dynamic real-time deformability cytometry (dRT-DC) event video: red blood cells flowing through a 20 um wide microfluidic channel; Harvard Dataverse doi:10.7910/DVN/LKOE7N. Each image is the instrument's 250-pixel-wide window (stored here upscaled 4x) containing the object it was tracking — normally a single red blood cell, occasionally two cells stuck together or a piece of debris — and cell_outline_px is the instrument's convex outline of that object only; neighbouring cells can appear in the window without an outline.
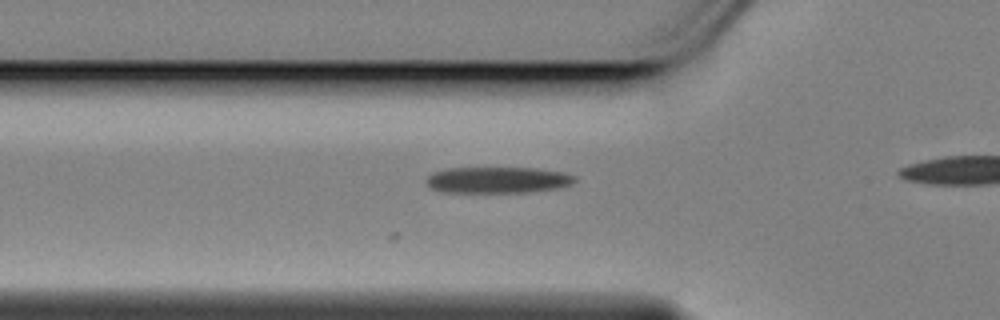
{"species": "Egyptian fruit bat (a non-hibernating species)", "species_latin": "Rousettus aegyptiacus", "temperature_condition": "cold", "stored_images_in_passage": 11, "camera_frame_rate_fps": 3000, "um_per_image_px": 0.085, "animal": {"sex": "female"}, "frame": {"image": 1, "passage_image": 2, "time_ms": 0.333, "image_size_px": [1000, 320], "cell_outline_px": [[576, 180], [568, 184], [552, 188], [528, 192], [444, 192], [432, 188], [428, 184], [428, 176], [432, 172], [448, 168], [536, 168], [564, 172], [576, 176]], "centroid_in_image_um": [42.28, 15.28], "position_along_channel_um": 83.5, "area_um2": 22.37}}
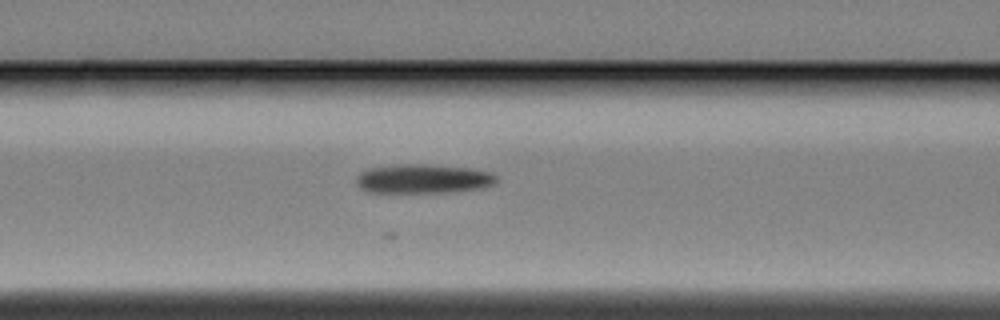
{"frame": {"image": 2, "passage_image": 6, "time_ms": 1.667, "image_size_px": [1000, 320], "cell_outline_px": [[496, 180], [492, 184], [484, 188], [448, 192], [368, 192], [360, 188], [356, 184], [356, 176], [360, 172], [368, 168], [396, 164], [428, 164], [468, 168], [492, 172], [496, 176]], "centroid_in_image_um": [35.93, 15.19], "position_along_channel_um": 130.7, "area_um2": 23.93}}
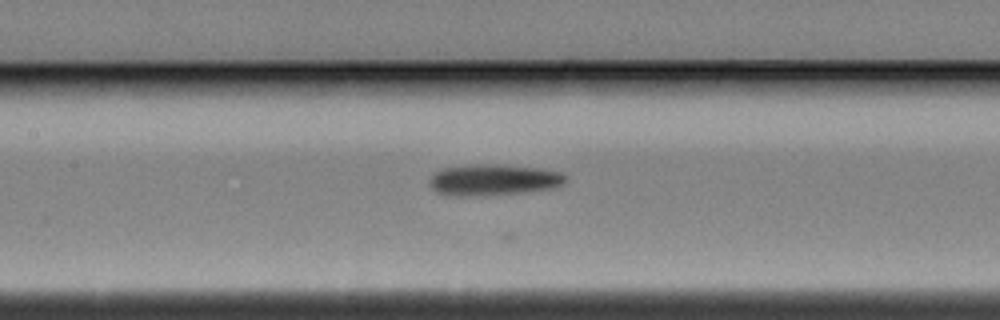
{"frame": {"image": 3, "passage_image": 9, "time_ms": 2.667, "image_size_px": [1000, 320], "cell_outline_px": [[568, 180], [564, 184], [552, 188], [520, 192], [468, 196], [452, 196], [436, 192], [428, 184], [428, 180], [440, 168], [476, 164], [496, 164], [536, 168], [560, 172], [568, 176]], "centroid_in_image_um": [41.92, 15.28], "position_along_channel_um": 165.5, "area_um2": 24.68}}